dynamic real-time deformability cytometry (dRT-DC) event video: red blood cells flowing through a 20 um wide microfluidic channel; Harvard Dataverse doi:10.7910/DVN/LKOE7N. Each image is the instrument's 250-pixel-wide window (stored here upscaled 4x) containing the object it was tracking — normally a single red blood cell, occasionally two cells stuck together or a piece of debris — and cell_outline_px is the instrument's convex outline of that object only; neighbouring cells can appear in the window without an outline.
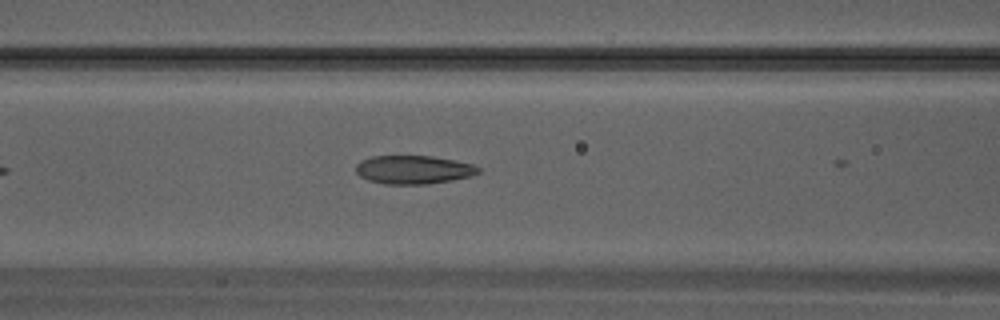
{"species": "Egyptian fruit bat (a non-hibernating species)", "species_latin": "Rousettus aegyptiacus", "temperature_condition": "warm", "stored_images_in_passage": 10, "camera_frame_rate_fps": 3000, "um_per_image_px": 0.085, "animal": {"sex": "male"}, "frame": {"image": 1, "passage_image": 6, "time_ms": 1.667, "image_size_px": [1000, 320], "cell_outline_px": [[480, 172], [472, 176], [452, 180], [428, 184], [384, 184], [368, 180], [360, 176], [356, 172], [356, 164], [360, 160], [372, 156], [432, 156], [472, 164], [480, 168]], "centroid_in_image_um": [35.13, 14.43], "position_along_channel_um": 131.5, "area_um2": 20.35}}